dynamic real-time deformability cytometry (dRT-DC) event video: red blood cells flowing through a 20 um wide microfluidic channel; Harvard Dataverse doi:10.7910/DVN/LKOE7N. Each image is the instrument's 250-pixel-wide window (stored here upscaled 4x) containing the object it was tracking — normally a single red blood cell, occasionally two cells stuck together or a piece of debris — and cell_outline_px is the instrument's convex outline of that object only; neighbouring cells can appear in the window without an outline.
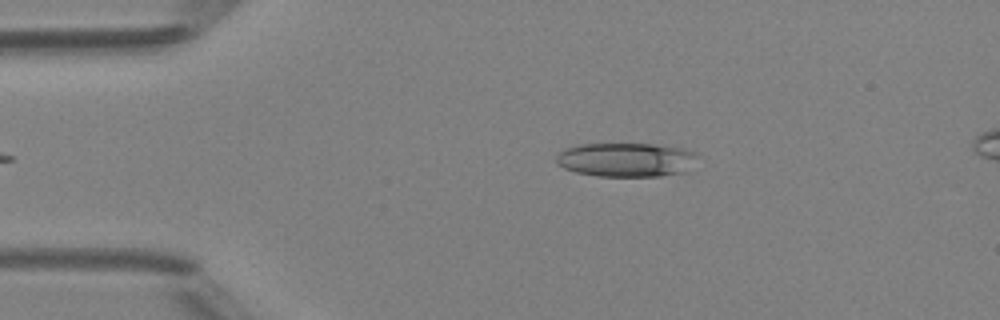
{"species": "Egyptian fruit bat (a non-hibernating species)", "species_latin": "Rousettus aegyptiacus", "temperature_condition": "room temperature", "stored_images_in_passage": 34, "camera_frame_rate_fps": 3000, "um_per_image_px": 0.085, "animal": {"sex": "female"}, "frame": {"image": 1, "passage_image": 2, "time_ms": 0.333, "image_size_px": [1000, 320], "cell_outline_px": [[700, 156], [684, 172], [660, 176], [600, 176], [576, 172], [564, 168], [556, 164], [556, 156], [564, 148], [580, 144], [656, 144], [680, 148], [696, 152]], "centroid_in_image_um": [53.21, 13.57], "position_along_channel_um": 31.8, "area_um2": 28.09}}
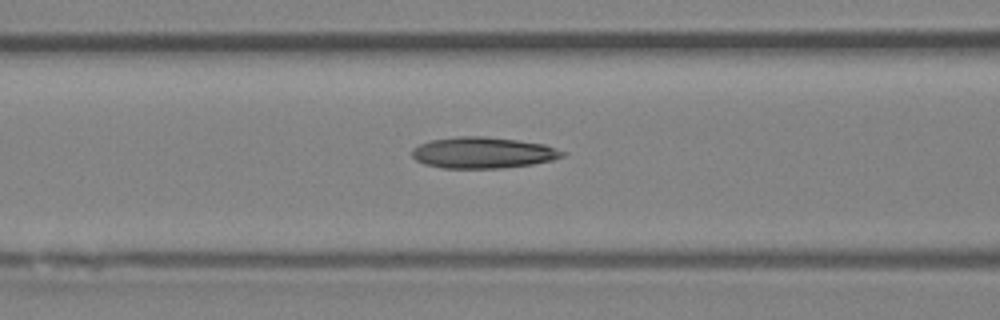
{"frame": {"image": 2, "passage_image": 12, "time_ms": 3.667, "image_size_px": [1000, 320], "cell_outline_px": [[568, 152], [564, 156], [552, 160], [532, 164], [500, 168], [444, 168], [424, 164], [416, 160], [412, 156], [412, 148], [420, 144], [432, 140], [460, 136], [484, 136], [516, 140], [544, 144]], "centroid_in_image_um": [41.06, 12.98], "position_along_channel_um": 125.5, "area_um2": 27.28}}
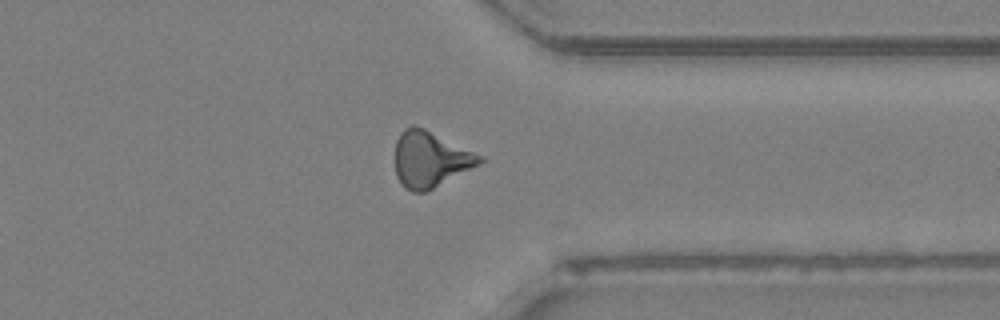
{"frame": {"image": 3, "passage_image": 30, "time_ms": 9.667, "image_size_px": [1000, 320], "cell_outline_px": [[484, 160], [480, 164], [424, 192], [412, 192], [404, 188], [400, 184], [396, 176], [396, 140], [400, 132], [404, 128], [412, 124], [424, 128], [484, 156]], "centroid_in_image_um": [36.55, 13.52], "position_along_channel_um": 374.8, "area_um2": 27.46}, "authors_computed_cell_mechanics": {"area_um2": 26.7325, "velocity_mm_per_s": 4.2157, "shape_relaxation_time_tau1_ms": null, "shape_relaxation_time_tau2_ms": 4.9282, "deformation_change_tau1": null, "deformation_change_tau2": 0.1673}}